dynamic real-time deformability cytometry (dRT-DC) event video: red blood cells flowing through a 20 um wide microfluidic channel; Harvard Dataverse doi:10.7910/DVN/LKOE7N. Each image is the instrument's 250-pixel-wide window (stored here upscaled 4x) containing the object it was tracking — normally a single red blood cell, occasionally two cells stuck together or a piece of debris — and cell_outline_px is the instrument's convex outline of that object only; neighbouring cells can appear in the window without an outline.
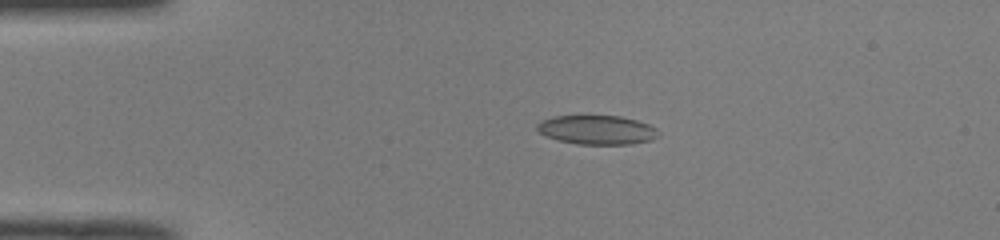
{"species": "common noctule bat (a hibernating species)", "species_latin": "Nyctalus noctula", "temperature_condition": "room temperature", "stored_images_in_passage": 53, "camera_frame_rate_fps": 3000, "um_per_image_px": 0.085, "animal": {"sex": "male", "body_mass_g": 19.0, "forearm_length_mm": 50.8}, "frame": {"image": 1, "passage_image": 13, "time_ms": 4.0, "image_size_px": [1000, 240], "cell_outline_px": [[660, 136], [652, 140], [632, 144], [576, 144], [544, 136], [536, 128], [536, 124], [544, 120], [556, 116], [620, 116], [636, 120], [648, 124], [656, 128], [660, 132]], "centroid_in_image_um": [50.79, 11.05], "position_along_channel_um": 34.2, "area_um2": 20.58}}
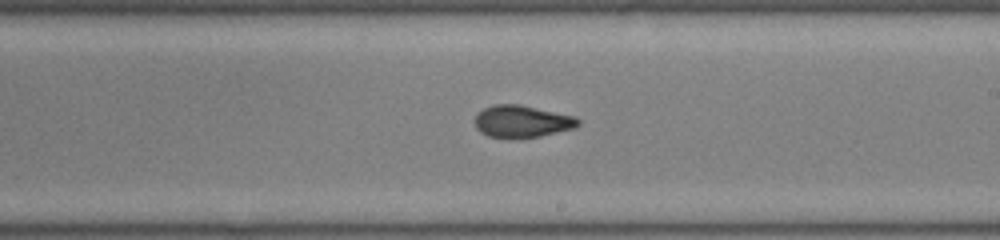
{"frame": {"image": 2, "passage_image": 32, "time_ms": 10.333, "image_size_px": [1000, 240], "cell_outline_px": [[580, 124], [576, 128], [540, 136], [488, 136], [480, 132], [476, 128], [472, 120], [476, 112], [484, 108], [496, 104], [520, 104], [576, 116], [580, 120]], "centroid_in_image_um": [44.36, 10.28], "position_along_channel_um": 244.6, "area_um2": 19.31}}
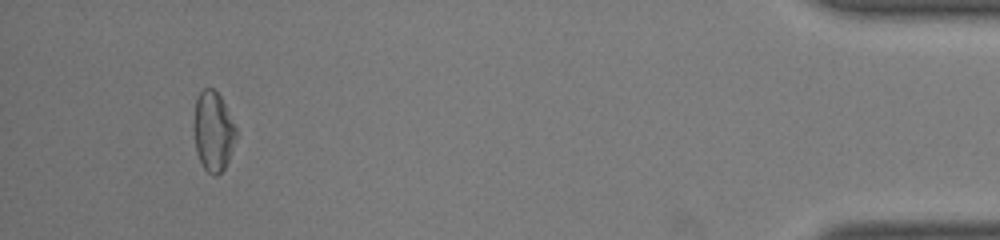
{"frame": {"image": 3, "passage_image": 50, "time_ms": 16.333, "image_size_px": [1000, 240], "cell_outline_px": [[236, 136], [228, 160], [224, 168], [216, 176], [212, 176], [204, 168], [196, 152], [192, 128], [196, 100], [200, 92], [204, 88], [212, 88], [220, 96], [236, 128]], "centroid_in_image_um": [18.08, 11.17], "position_along_channel_um": 417.1, "area_um2": 19.54}, "authors_computed_cell_mechanics": {"area_um2": 19.9988, "velocity_mm_per_s": 4.0314, "shape_relaxation_time_tau1_ms": null, "shape_relaxation_time_tau2_ms": 2.4951, "deformation_change_tau1": null, "deformation_change_tau2": 0.0832}}